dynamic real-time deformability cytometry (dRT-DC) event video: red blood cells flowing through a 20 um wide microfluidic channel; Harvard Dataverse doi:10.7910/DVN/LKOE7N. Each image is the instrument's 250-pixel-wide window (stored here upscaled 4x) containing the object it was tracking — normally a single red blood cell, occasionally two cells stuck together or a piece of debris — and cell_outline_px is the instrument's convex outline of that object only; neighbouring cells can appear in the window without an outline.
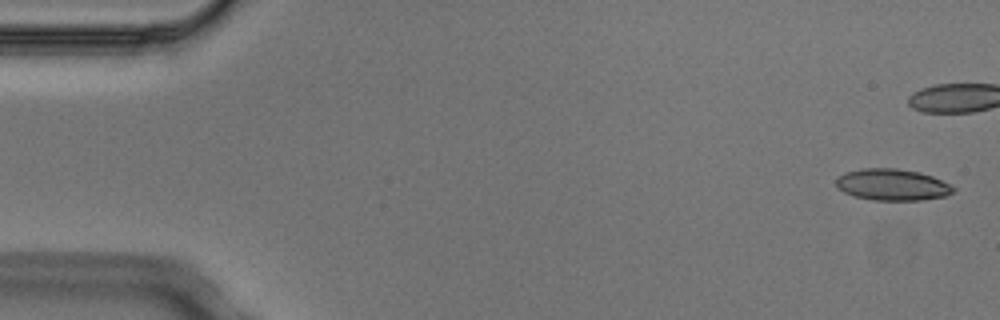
{"species": "Egyptian fruit bat (a non-hibernating species)", "species_latin": "Rousettus aegyptiacus", "temperature_condition": "cold", "stored_images_in_passage": 8, "camera_frame_rate_fps": 3000, "um_per_image_px": 0.085, "animal": {"sex": "male"}, "frame": {"image": 1, "passage_image": 1, "time_ms": 0.0, "image_size_px": [1000, 320], "cell_outline_px": [[956, 188], [952, 192], [944, 196], [920, 200], [872, 200], [856, 196], [844, 192], [836, 188], [836, 176], [848, 172], [864, 168], [896, 168], [920, 172], [932, 176], [952, 184]], "centroid_in_image_um": [75.85, 15.69], "position_along_channel_um": 9.2, "area_um2": 21.56}}
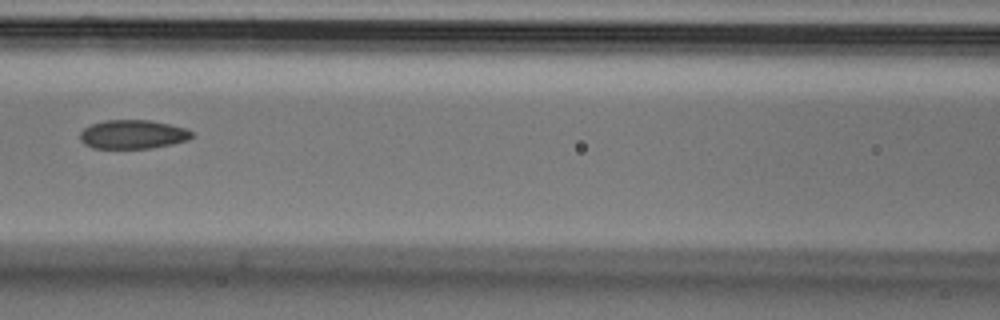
{"frame": {"image": 2, "passage_image": 7, "time_ms": 2.0, "image_size_px": [1000, 320], "cell_outline_px": [[196, 136], [188, 140], [172, 144], [152, 148], [92, 148], [84, 144], [80, 140], [80, 132], [84, 128], [92, 124], [104, 120], [148, 120], [168, 124], [184, 128], [192, 132]], "centroid_in_image_um": [11.29, 11.43], "position_along_channel_um": 155.3, "area_um2": 18.84}}
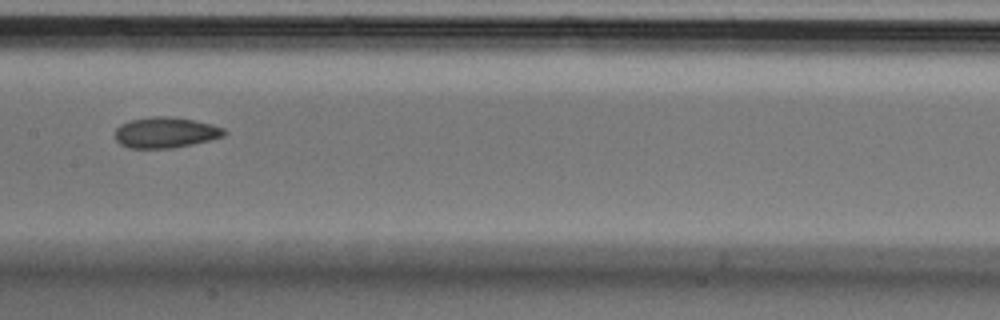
{"frame": {"image": 3, "passage_image": 8, "time_ms": 2.333, "image_size_px": [1000, 320], "cell_outline_px": [[228, 132], [224, 136], [192, 144], [172, 148], [128, 148], [120, 144], [116, 140], [116, 128], [120, 124], [132, 120], [152, 116], [172, 116], [212, 124], [224, 128]], "centroid_in_image_um": [14.07, 11.26], "position_along_channel_um": 193.3, "area_um2": 19.54}}